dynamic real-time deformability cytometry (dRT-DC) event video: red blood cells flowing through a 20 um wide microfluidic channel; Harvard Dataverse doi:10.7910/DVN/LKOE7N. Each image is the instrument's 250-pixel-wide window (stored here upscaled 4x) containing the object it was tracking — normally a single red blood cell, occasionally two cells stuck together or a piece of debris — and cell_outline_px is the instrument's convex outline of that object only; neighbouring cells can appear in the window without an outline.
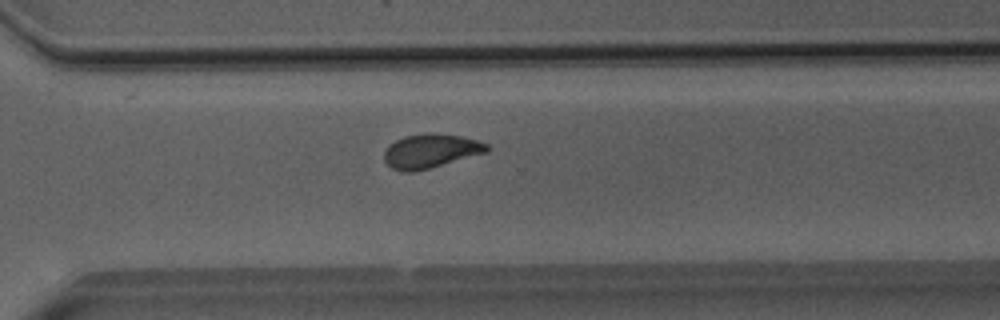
{"species": "Egyptian fruit bat (a non-hibernating species)", "species_latin": "Rousettus aegyptiacus", "temperature_condition": "room temperature", "stored_images_in_passage": 35, "camera_frame_rate_fps": 3000, "um_per_image_px": 0.085, "animal": {"sex": "male"}, "frame": {"image": 1, "passage_image": 30, "time_ms": 9.667, "image_size_px": [1000, 320], "cell_outline_px": [[488, 152], [428, 168], [412, 172], [400, 172], [392, 168], [384, 160], [384, 152], [396, 140], [404, 136], [428, 132], [436, 132], [460, 136], [476, 140], [488, 144]], "centroid_in_image_um": [36.6, 12.82], "position_along_channel_um": 334.0, "area_um2": 20.23}}